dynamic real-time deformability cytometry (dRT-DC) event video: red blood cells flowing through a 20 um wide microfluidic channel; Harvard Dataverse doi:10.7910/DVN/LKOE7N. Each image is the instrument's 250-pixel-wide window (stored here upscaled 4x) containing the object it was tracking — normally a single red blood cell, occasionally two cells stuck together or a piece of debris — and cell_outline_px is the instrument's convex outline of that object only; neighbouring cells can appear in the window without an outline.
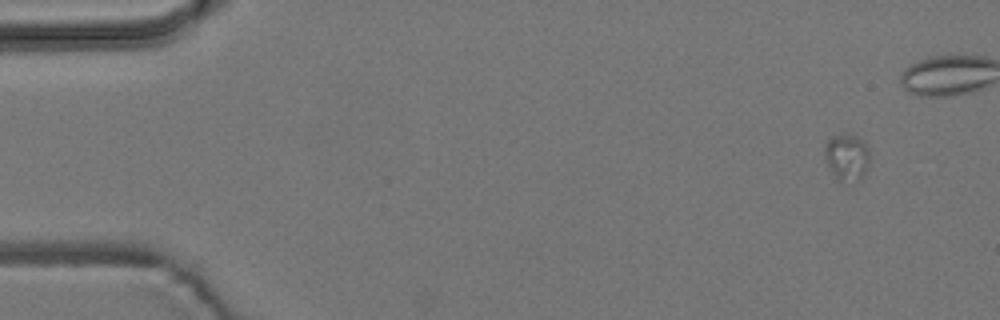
{"species": "common noctule bat (a hibernating species)", "species_latin": "Nyctalus noctula", "temperature_condition": "room temperature", "stored_images_in_passage": 8, "camera_frame_rate_fps": 3000, "um_per_image_px": 0.085, "animal": {"sex": "male", "body_mass_g": 19.2, "forearm_length_mm": 51.8}, "frame": {"image": 1, "passage_image": 1, "time_ms": 0.0, "image_size_px": [1000, 320], "cell_outline_px": [[868, 164], [864, 172], [856, 180], [840, 180], [832, 172], [824, 156], [824, 144], [832, 136], [844, 132], [852, 132], [864, 140], [868, 144]], "centroid_in_image_um": [71.97, 13.23], "position_along_channel_um": 13.0, "area_um2": 12.25}}
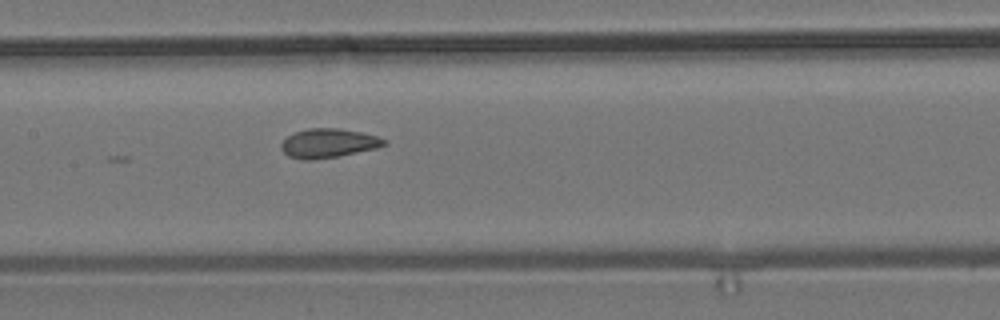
{"frame": {"image": 2, "passage_image": 8, "time_ms": 9.0, "image_size_px": [1000, 320], "cell_outline_px": [[388, 144], [376, 148], [336, 156], [308, 160], [304, 160], [288, 156], [280, 148], [280, 144], [292, 132], [308, 128], [340, 128], [380, 136], [388, 140]], "centroid_in_image_um": [27.92, 12.15], "position_along_channel_um": 179.5, "area_um2": 17.51}}